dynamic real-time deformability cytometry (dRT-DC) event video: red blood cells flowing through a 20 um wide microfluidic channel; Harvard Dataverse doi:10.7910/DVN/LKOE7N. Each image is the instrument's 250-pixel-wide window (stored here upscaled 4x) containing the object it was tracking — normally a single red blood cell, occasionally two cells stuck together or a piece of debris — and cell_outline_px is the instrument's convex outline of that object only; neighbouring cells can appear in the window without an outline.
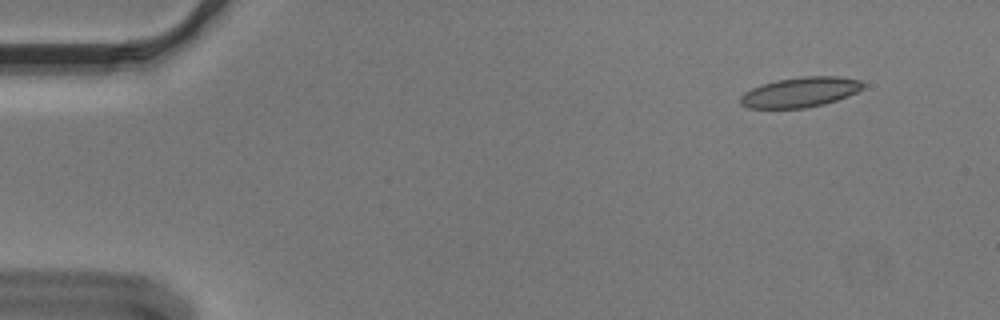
{"species": "Egyptian fruit bat (a non-hibernating species)", "species_latin": "Rousettus aegyptiacus", "temperature_condition": "cold", "stored_images_in_passage": 51, "camera_frame_rate_fps": 3000, "um_per_image_px": 0.085, "animal": {"sex": "male"}, "frame": {"image": 1, "passage_image": 1, "time_ms": 0.0, "image_size_px": [1000, 320], "cell_outline_px": [[864, 88], [848, 96], [824, 104], [804, 108], [748, 108], [740, 104], [740, 96], [744, 92], [760, 84], [776, 80], [800, 76], [840, 76], [860, 80], [864, 84]], "centroid_in_image_um": [68.01, 7.82], "position_along_channel_um": 17.0, "area_um2": 21.62}}
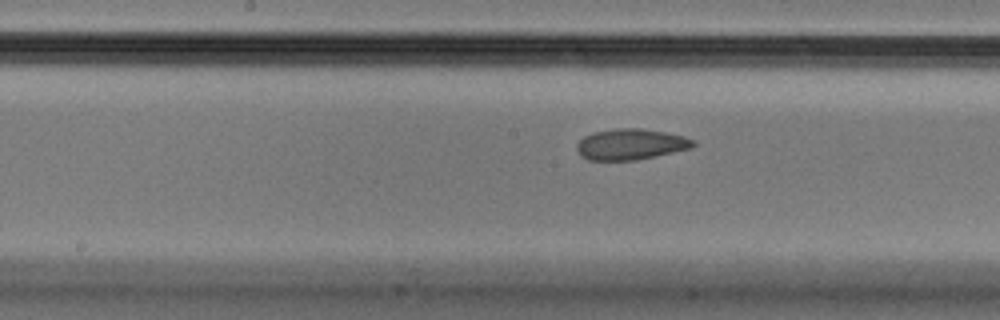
{"frame": {"image": 2, "passage_image": 24, "time_ms": 7.667, "image_size_px": [1000, 320], "cell_outline_px": [[696, 144], [692, 148], [656, 156], [636, 160], [588, 160], [580, 156], [576, 148], [576, 144], [584, 136], [592, 132], [616, 128], [640, 128], [664, 132], [684, 136], [696, 140]], "centroid_in_image_um": [53.61, 12.26], "position_along_channel_um": 194.6, "area_um2": 21.15}}
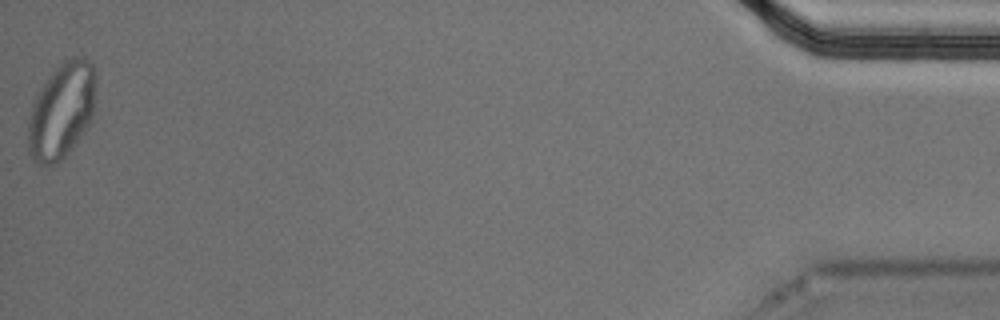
{"frame": {"image": 3, "passage_image": 51, "time_ms": 16.667, "image_size_px": [1000, 320], "cell_outline_px": [[96, 76], [92, 120], [84, 132], [72, 148], [56, 164], [40, 164], [32, 160], [28, 152], [28, 124], [32, 104], [40, 88], [52, 72], [64, 60], [72, 56], [80, 56], [88, 60], [96, 68]], "centroid_in_image_um": [5.25, 9.39], "position_along_channel_um": 430.0, "area_um2": 37.97}, "authors_computed_cell_mechanics": {"area_um2": 21.7906, "velocity_mm_per_s": 3.632, "shape_relaxation_time_tau1_ms": null, "shape_relaxation_time_tau2_ms": 1.986, "deformation_change_tau1": null, "deformation_change_tau2": 0.0733}}